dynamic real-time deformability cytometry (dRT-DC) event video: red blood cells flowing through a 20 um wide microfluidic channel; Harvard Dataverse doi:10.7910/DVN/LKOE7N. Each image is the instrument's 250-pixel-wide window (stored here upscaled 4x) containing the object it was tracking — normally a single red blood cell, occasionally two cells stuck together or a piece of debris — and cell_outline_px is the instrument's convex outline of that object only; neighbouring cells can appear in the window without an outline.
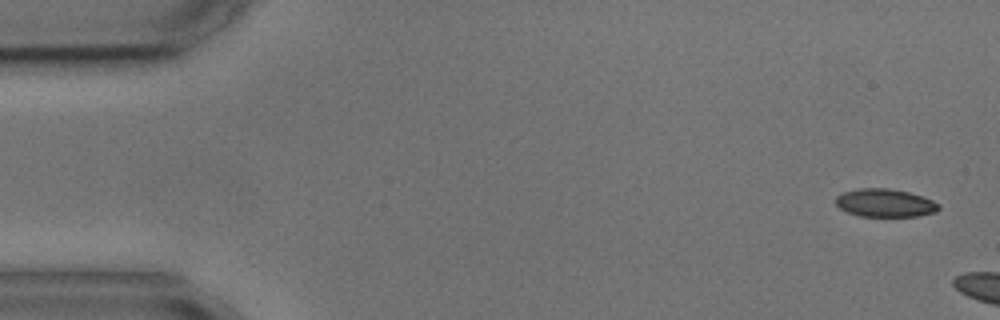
{"species": "common noctule bat (a hibernating species)", "species_latin": "Nyctalus noctula", "temperature_condition": "cold", "stored_images_in_passage": 3, "camera_frame_rate_fps": 3000, "um_per_image_px": 0.085, "animal": {"sex": "male", "body_mass_g": 17.9, "forearm_length_mm": 54.2}, "frame": {"image": 1, "passage_image": 1, "time_ms": 0.0, "image_size_px": [1000, 320], "cell_outline_px": [[940, 208], [936, 212], [920, 216], [860, 216], [848, 212], [840, 208], [836, 204], [836, 196], [844, 192], [860, 188], [888, 188], [908, 192], [932, 200], [940, 204]], "centroid_in_image_um": [75.24, 17.25], "position_along_channel_um": 9.8, "area_um2": 16.76}}